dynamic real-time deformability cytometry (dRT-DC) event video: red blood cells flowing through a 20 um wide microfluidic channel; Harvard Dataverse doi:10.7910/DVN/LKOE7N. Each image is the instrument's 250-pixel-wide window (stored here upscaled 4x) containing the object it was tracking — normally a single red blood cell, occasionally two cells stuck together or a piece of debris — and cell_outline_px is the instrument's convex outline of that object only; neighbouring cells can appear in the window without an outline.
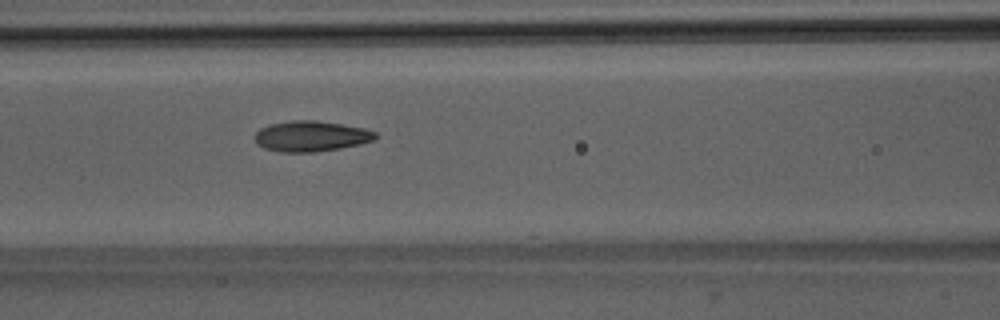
{"species": "Egyptian fruit bat (a non-hibernating species)", "species_latin": "Rousettus aegyptiacus", "temperature_condition": "room temperature", "stored_images_in_passage": 46, "camera_frame_rate_fps": 3000, "um_per_image_px": 0.085, "animal": {"sex": "male"}, "frame": {"image": 1, "passage_image": 17, "time_ms": 5.333, "image_size_px": [1000, 320], "cell_outline_px": [[376, 140], [360, 144], [340, 148], [316, 152], [280, 152], [264, 148], [256, 144], [256, 132], [260, 128], [268, 124], [292, 120], [316, 120], [344, 124], [364, 128], [376, 132]], "centroid_in_image_um": [26.44, 11.57], "position_along_channel_um": 140.2, "area_um2": 21.68}}
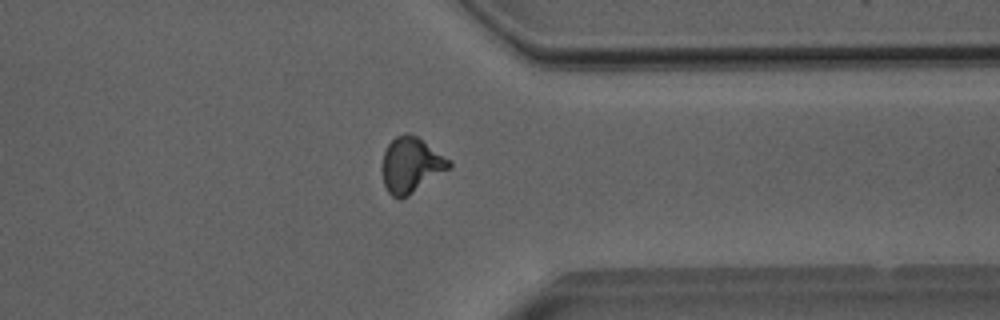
{"frame": {"image": 2, "passage_image": 35, "time_ms": 11.333, "image_size_px": [1000, 320], "cell_outline_px": [[452, 168], [408, 196], [400, 200], [392, 196], [388, 192], [384, 184], [380, 168], [380, 164], [384, 152], [388, 144], [396, 136], [404, 132], [416, 136], [452, 160]], "centroid_in_image_um": [34.94, 14.04], "position_along_channel_um": 376.5, "area_um2": 22.08}}
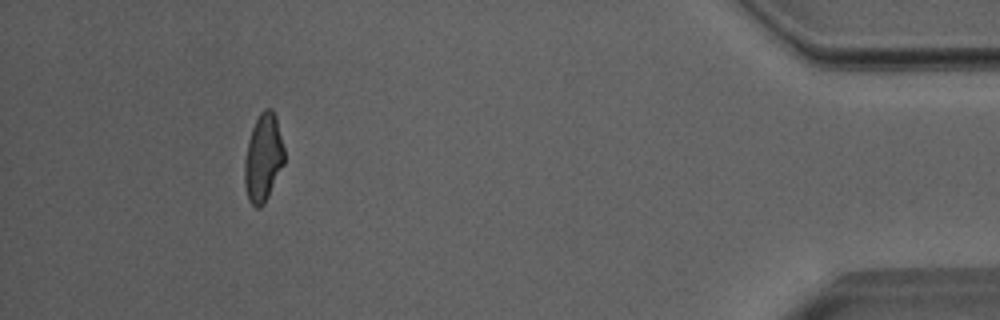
{"frame": {"image": 3, "passage_image": 42, "time_ms": 13.667, "image_size_px": [1000, 320], "cell_outline_px": [[284, 164], [264, 204], [260, 208], [256, 208], [248, 200], [244, 184], [244, 160], [248, 140], [252, 128], [260, 112], [264, 108], [272, 108], [276, 116], [284, 148]], "centroid_in_image_um": [22.36, 13.41], "position_along_channel_um": 412.8, "area_um2": 20.46}, "authors_computed_cell_mechanics": {"area_um2": 20.8369, "velocity_mm_per_s": 4.0094, "shape_relaxation_time_tau1_ms": 4.581, "shape_relaxation_time_tau2_ms": 1.5623, "deformation_change_tau1": 0.1626, "deformation_change_tau2": 0.0798}}